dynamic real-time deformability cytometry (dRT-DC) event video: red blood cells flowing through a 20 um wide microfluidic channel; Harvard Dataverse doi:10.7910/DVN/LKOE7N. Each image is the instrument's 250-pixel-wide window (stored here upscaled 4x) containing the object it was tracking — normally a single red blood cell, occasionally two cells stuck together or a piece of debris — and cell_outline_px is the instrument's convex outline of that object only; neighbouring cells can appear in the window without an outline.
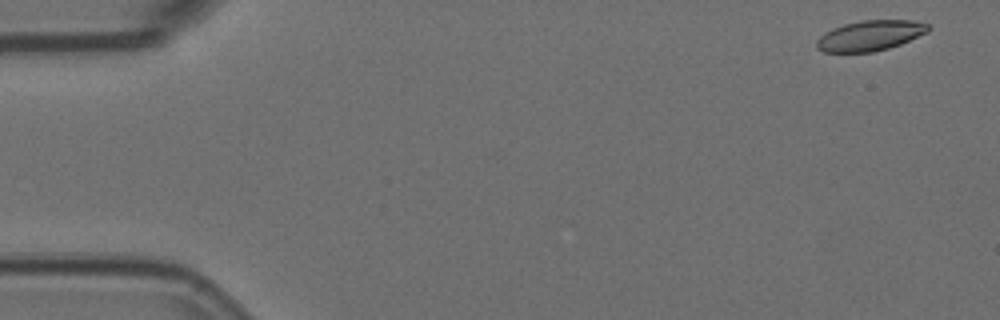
{"species": "Egyptian fruit bat (a non-hibernating species)", "species_latin": "Rousettus aegyptiacus", "temperature_condition": "room temperature", "stored_images_in_passage": 4, "camera_frame_rate_fps": 3000, "um_per_image_px": 0.085, "animal": {"sex": "female"}, "frame": {"image": 1, "passage_image": 1, "time_ms": 0.0, "image_size_px": [1000, 320], "cell_outline_px": [[932, 28], [928, 32], [900, 44], [888, 48], [872, 52], [824, 52], [816, 48], [816, 40], [824, 32], [832, 28], [844, 24], [860, 20], [912, 20], [928, 24]], "centroid_in_image_um": [73.95, 3.02], "position_along_channel_um": 11.1, "area_um2": 19.83}}
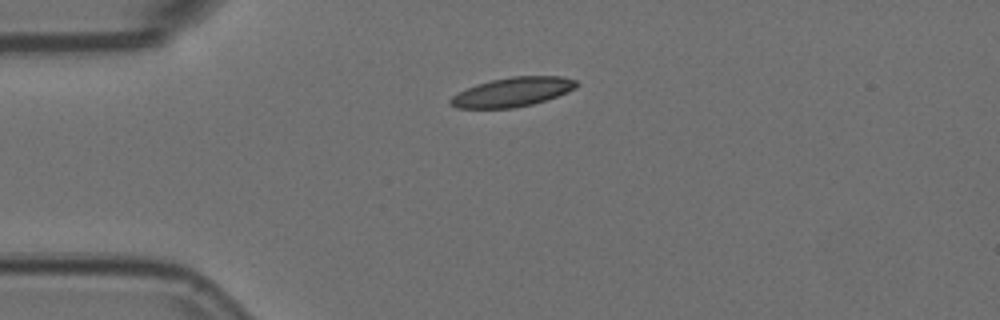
{"frame": {"image": 2, "passage_image": 4, "time_ms": 1.0, "image_size_px": [1000, 320], "cell_outline_px": [[580, 84], [576, 88], [568, 92], [532, 104], [512, 108], [456, 108], [448, 104], [448, 100], [452, 96], [476, 84], [492, 80], [512, 76], [560, 76], [576, 80]], "centroid_in_image_um": [43.56, 7.82], "position_along_channel_um": 41.4, "area_um2": 21.39}}